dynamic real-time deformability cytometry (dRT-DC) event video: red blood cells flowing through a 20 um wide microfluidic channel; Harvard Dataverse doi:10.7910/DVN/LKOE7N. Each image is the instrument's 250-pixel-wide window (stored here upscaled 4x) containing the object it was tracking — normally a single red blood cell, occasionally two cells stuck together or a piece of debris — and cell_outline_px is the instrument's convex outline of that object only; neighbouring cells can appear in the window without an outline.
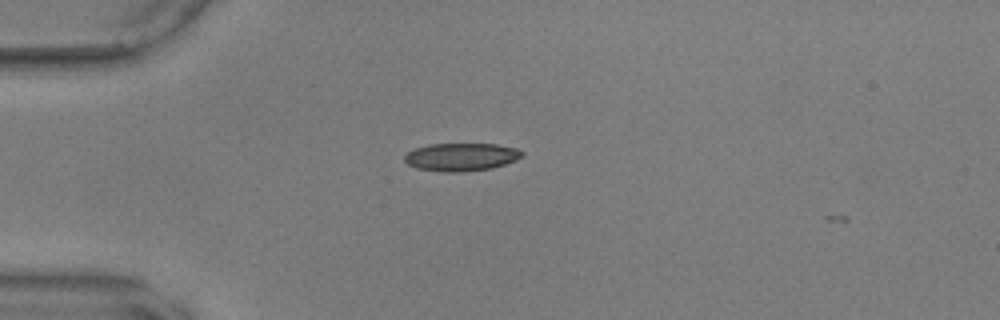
{"species": "common noctule bat (a hibernating species)", "species_latin": "Nyctalus noctula", "temperature_condition": "warm", "stored_images_in_passage": 3, "camera_frame_rate_fps": 3000, "um_per_image_px": 0.085, "animal": {"sex": "male", "body_mass_g": 17.9, "forearm_length_mm": 54.2}, "frame": {"image": 1, "passage_image": 2, "time_ms": 0.333, "image_size_px": [1000, 320], "cell_outline_px": [[524, 156], [516, 160], [492, 168], [460, 172], [440, 172], [416, 168], [408, 164], [404, 160], [404, 156], [408, 152], [416, 148], [428, 144], [496, 144], [516, 148], [524, 152]], "centroid_in_image_um": [39.21, 13.34], "position_along_channel_um": 45.8, "area_um2": 19.19}}